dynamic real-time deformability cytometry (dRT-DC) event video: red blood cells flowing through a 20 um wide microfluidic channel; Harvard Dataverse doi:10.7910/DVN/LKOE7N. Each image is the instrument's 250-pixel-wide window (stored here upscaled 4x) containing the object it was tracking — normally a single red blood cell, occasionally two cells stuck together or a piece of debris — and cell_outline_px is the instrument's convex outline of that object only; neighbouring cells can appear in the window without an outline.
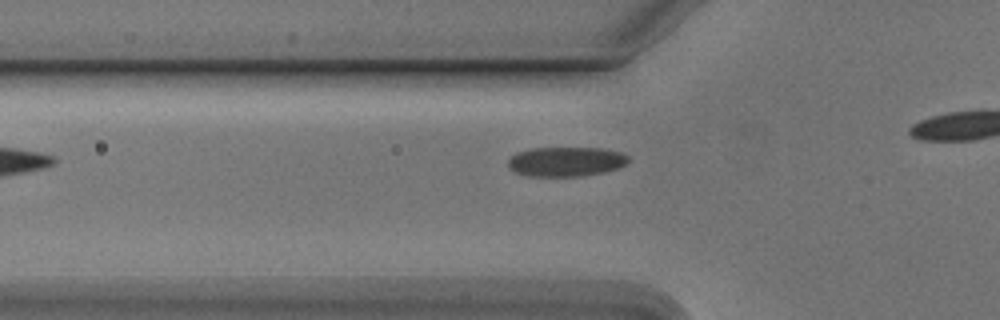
{"species": "Egyptian fruit bat (a non-hibernating species)", "species_latin": "Rousettus aegyptiacus", "temperature_condition": "cold", "stored_images_in_passage": 10, "camera_frame_rate_fps": 3000, "um_per_image_px": 0.085, "animal": {"sex": "male"}, "frame": {"image": 1, "passage_image": 4, "time_ms": 1.0, "image_size_px": [1000, 320], "cell_outline_px": [[628, 160], [624, 164], [616, 168], [604, 172], [580, 176], [528, 176], [516, 172], [508, 168], [508, 160], [516, 152], [532, 148], [604, 148], [620, 152], [628, 156]], "centroid_in_image_um": [48.07, 13.73], "position_along_channel_um": 77.7, "area_um2": 20.63}}
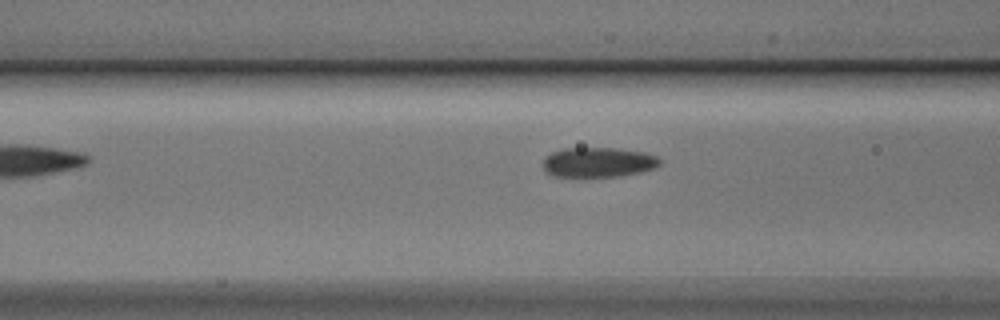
{"frame": {"image": 2, "passage_image": 7, "time_ms": 2.0, "image_size_px": [1000, 320], "cell_outline_px": [[660, 164], [652, 168], [640, 172], [620, 176], [552, 176], [544, 172], [544, 156], [552, 152], [564, 148], [616, 148], [644, 152], [656, 156], [660, 160]], "centroid_in_image_um": [50.81, 13.78], "position_along_channel_um": 115.8, "area_um2": 20.23}}